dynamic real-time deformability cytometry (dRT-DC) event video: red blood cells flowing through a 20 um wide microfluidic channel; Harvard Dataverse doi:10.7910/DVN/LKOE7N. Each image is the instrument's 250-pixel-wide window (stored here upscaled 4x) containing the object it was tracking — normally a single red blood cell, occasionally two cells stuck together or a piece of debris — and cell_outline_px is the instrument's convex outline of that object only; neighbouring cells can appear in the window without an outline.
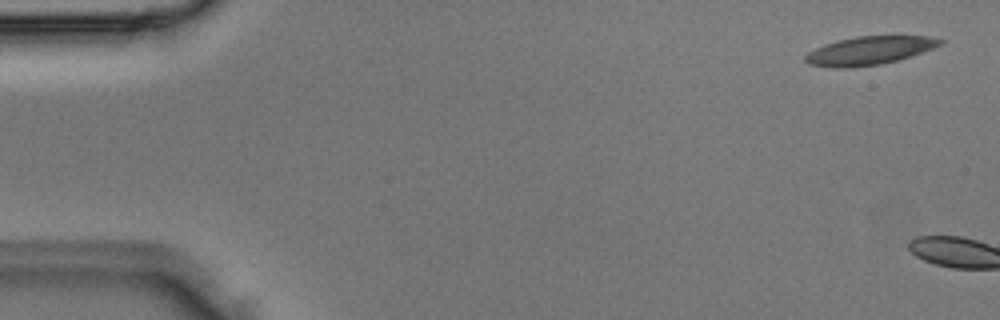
{"species": "Egyptian fruit bat (a non-hibernating species)", "species_latin": "Rousettus aegyptiacus", "temperature_condition": "room temperature", "stored_images_in_passage": 4, "camera_frame_rate_fps": 3000, "um_per_image_px": 0.085, "animal": {"sex": "male"}, "frame": {"image": 1, "passage_image": 1, "time_ms": 0.0, "image_size_px": [1000, 320], "cell_outline_px": [[944, 40], [940, 44], [932, 48], [896, 60], [880, 64], [852, 68], [828, 68], [808, 64], [804, 60], [804, 56], [808, 52], [824, 44], [836, 40], [856, 36], [928, 36]], "centroid_in_image_um": [73.79, 4.31], "position_along_channel_um": 11.2, "area_um2": 22.2}}